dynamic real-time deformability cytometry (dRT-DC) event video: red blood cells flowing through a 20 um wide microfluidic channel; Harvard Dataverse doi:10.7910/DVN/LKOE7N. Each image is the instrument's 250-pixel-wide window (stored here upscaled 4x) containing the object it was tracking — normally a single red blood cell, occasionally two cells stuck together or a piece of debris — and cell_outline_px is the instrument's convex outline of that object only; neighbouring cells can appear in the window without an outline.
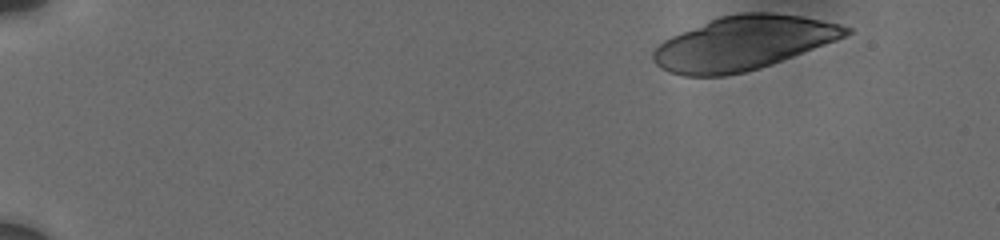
{"species": "human", "species_latin": "Homo sapiens", "temperature_condition": "cold", "stored_images_in_passage": 28, "camera_frame_rate_fps": 3000, "um_per_image_px": 0.085, "donor": {"sex": "male"}, "frame": {"image": 1, "passage_image": 1, "time_ms": 0.0, "image_size_px": [1000, 240], "cell_outline_px": [[852, 32], [836, 40], [772, 64], [760, 68], [744, 72], [724, 76], [684, 76], [668, 72], [660, 68], [652, 60], [652, 52], [664, 40], [672, 36], [720, 16], [740, 12], [772, 12], [800, 16], [840, 24], [852, 28]], "centroid_in_image_um": [63.16, 3.67], "position_along_channel_um": 21.8, "area_um2": 60.11}}